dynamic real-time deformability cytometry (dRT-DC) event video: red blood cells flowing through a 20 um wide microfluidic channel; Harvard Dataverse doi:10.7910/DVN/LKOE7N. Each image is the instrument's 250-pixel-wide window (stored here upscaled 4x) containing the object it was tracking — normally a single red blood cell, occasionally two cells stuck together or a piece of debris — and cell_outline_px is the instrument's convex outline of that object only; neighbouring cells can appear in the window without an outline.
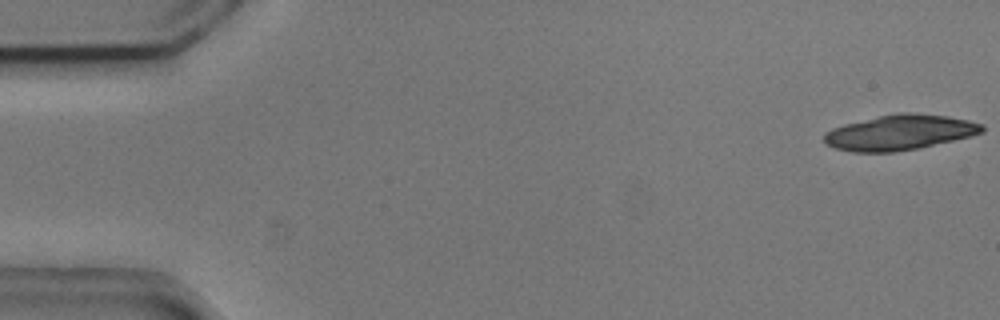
{"species": "common noctule bat (a hibernating species)", "species_latin": "Nyctalus noctula", "temperature_condition": "cold", "stored_images_in_passage": 16, "camera_frame_rate_fps": 3000, "um_per_image_px": 0.085, "animal": {"sex": "male", "body_mass_g": 20.5, "forearm_length_mm": 52.5}, "frame": {"image": 1, "passage_image": 1, "time_ms": 0.0, "image_size_px": [1000, 320], "cell_outline_px": [[984, 132], [972, 136], [920, 148], [892, 152], [852, 152], [836, 148], [828, 144], [824, 140], [824, 132], [832, 128], [844, 124], [880, 116], [900, 112], [912, 112], [948, 116], [968, 120], [984, 124]], "centroid_in_image_um": [76.52, 11.26], "position_along_channel_um": 8.5, "area_um2": 32.48}}